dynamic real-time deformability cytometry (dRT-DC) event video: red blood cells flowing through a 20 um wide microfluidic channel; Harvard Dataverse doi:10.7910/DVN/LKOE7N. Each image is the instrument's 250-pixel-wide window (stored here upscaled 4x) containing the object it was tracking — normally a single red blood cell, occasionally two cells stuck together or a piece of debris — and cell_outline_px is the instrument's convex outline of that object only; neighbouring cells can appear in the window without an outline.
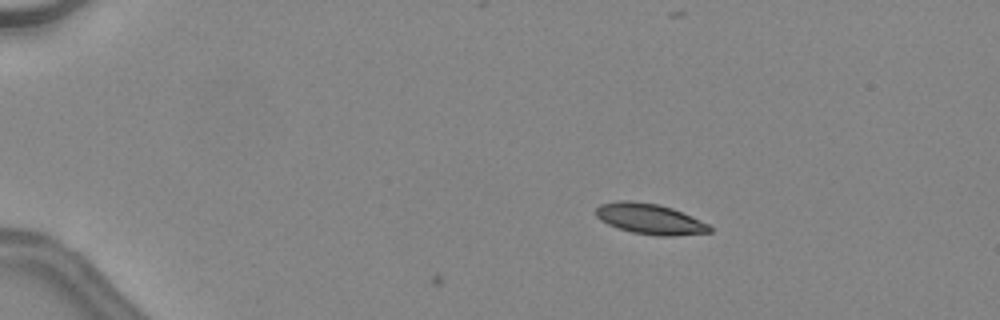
{"species": "common noctule bat (a hibernating species)", "species_latin": "Nyctalus noctula", "temperature_condition": "warm", "stored_images_in_passage": 10, "camera_frame_rate_fps": 3000, "um_per_image_px": 0.085, "animal": {"sex": "female", "body_mass_g": 24.6, "forearm_length_mm": 56.2}, "frame": {"image": 1, "passage_image": 10, "time_ms": 3.0, "image_size_px": [1000, 320], "cell_outline_px": [[712, 232], [672, 236], [656, 236], [632, 232], [608, 224], [600, 220], [596, 216], [596, 208], [600, 204], [620, 200], [632, 200], [660, 204], [672, 208], [708, 224], [712, 228]], "centroid_in_image_um": [55.22, 18.6], "position_along_channel_um": 29.8, "area_um2": 20.23}}